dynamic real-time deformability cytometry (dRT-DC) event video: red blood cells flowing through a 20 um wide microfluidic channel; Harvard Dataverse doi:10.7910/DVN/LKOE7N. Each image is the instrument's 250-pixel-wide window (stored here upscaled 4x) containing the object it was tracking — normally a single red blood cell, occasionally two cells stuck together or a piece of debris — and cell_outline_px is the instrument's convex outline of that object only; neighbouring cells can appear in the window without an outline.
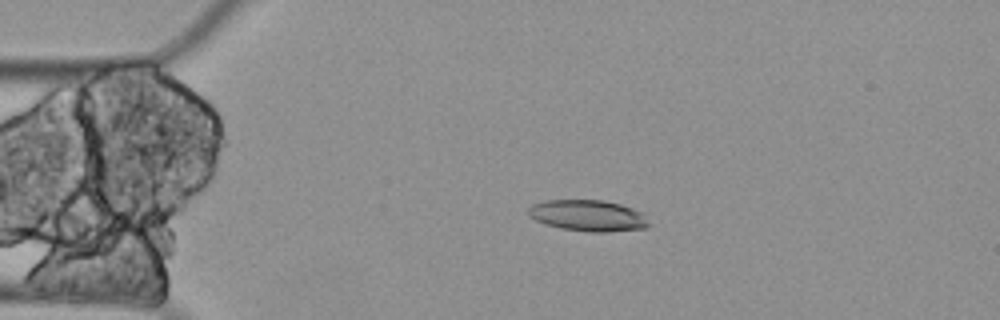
{"species": "Egyptian fruit bat (a non-hibernating species)", "species_latin": "Rousettus aegyptiacus", "temperature_condition": "cold", "stored_images_in_passage": 5, "camera_frame_rate_fps": 3000, "um_per_image_px": 0.085, "animal": {"sex": "female"}, "frame": {"image": 1, "passage_image": 4, "time_ms": 1.0, "image_size_px": [1000, 320], "cell_outline_px": [[648, 224], [644, 228], [608, 232], [592, 232], [560, 228], [544, 224], [528, 216], [528, 208], [532, 204], [544, 200], [604, 200], [620, 204], [644, 212]], "centroid_in_image_um": [49.95, 18.32], "position_along_channel_um": 35.0, "area_um2": 22.02}}